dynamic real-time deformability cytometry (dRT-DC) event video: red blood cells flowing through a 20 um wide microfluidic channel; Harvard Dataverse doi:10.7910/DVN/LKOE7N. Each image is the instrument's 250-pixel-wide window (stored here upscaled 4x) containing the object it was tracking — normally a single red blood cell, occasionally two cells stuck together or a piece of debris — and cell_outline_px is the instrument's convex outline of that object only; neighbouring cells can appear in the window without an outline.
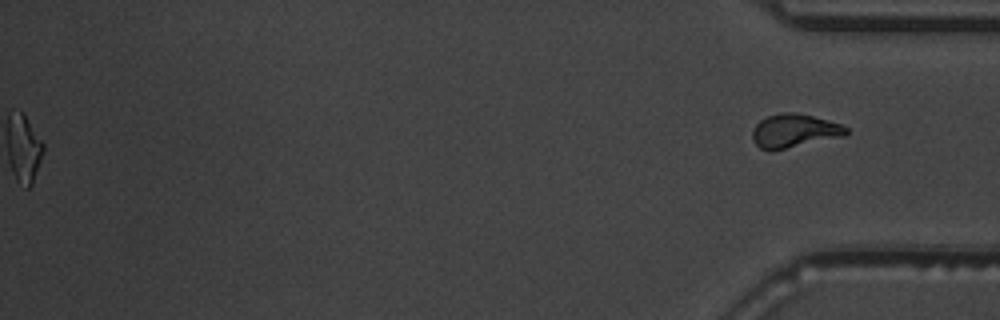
{"species": "common noctule bat (a hibernating species)", "species_latin": "Nyctalus noctula", "temperature_condition": "warm", "stored_images_in_passage": 56, "segment_of_instrument_passage": [2, 2], "camera_frame_rate_fps": 3000, "um_per_image_px": 0.085, "animal": {"sex": "male", "body_mass_g": 19.5, "forearm_length_mm": 54.6}, "frame": {"image": 1, "passage_image": 56, "time_ms": 18.333, "image_size_px": [1000, 320], "cell_outline_px": [[848, 132], [844, 136], [772, 152], [768, 152], [760, 148], [752, 140], [752, 132], [756, 124], [760, 120], [768, 116], [780, 112], [796, 112], [828, 120], [840, 124], [848, 128]], "centroid_in_image_um": [67.48, 11.14], "position_along_channel_um": 367.7, "area_um2": 18.61}}